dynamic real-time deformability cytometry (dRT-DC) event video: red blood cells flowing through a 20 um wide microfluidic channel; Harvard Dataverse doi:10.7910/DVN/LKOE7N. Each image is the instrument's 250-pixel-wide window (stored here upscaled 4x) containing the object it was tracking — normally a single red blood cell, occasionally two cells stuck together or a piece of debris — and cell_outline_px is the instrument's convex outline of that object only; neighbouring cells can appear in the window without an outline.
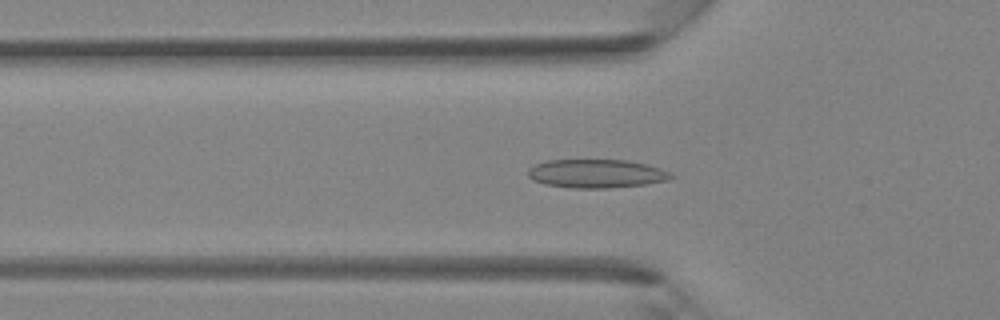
{"species": "Egyptian fruit bat (a non-hibernating species)", "species_latin": "Rousettus aegyptiacus", "temperature_condition": "room temperature", "stored_images_in_passage": 42, "camera_frame_rate_fps": 3000, "um_per_image_px": 0.085, "animal": {"sex": "female"}, "frame": {"image": 1, "passage_image": 14, "time_ms": 4.333, "image_size_px": [1000, 320], "cell_outline_px": [[676, 176], [668, 180], [644, 184], [608, 188], [572, 188], [544, 184], [532, 180], [528, 176], [528, 168], [536, 164], [548, 160], [628, 160], [660, 168]], "centroid_in_image_um": [50.67, 14.76], "position_along_channel_um": 75.1, "area_um2": 23.76}}
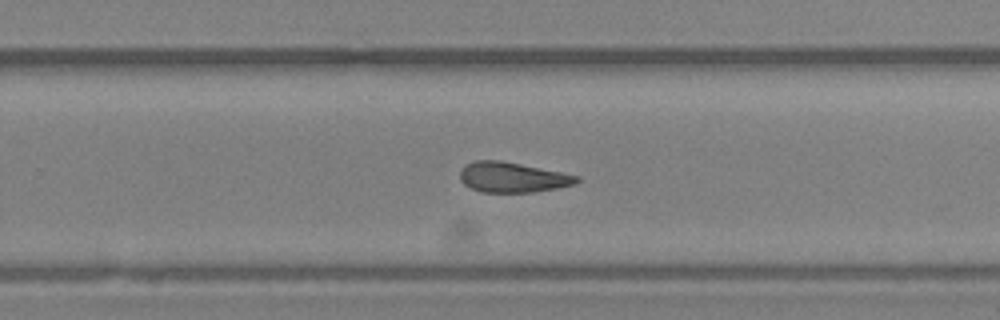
{"frame": {"image": 2, "passage_image": 27, "time_ms": 8.667, "image_size_px": [1000, 320], "cell_outline_px": [[580, 180], [576, 184], [560, 188], [532, 192], [484, 192], [472, 188], [464, 184], [460, 180], [460, 168], [464, 164], [476, 160], [500, 160], [580, 176]], "centroid_in_image_um": [43.56, 15.07], "position_along_channel_um": 286.2, "area_um2": 20.58}}
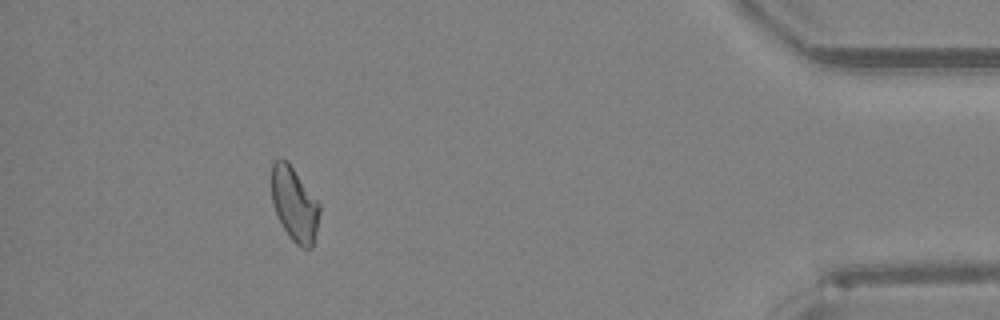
{"frame": {"image": 3, "passage_image": 38, "time_ms": 12.333, "image_size_px": [1000, 320], "cell_outline_px": [[320, 212], [316, 232], [312, 248], [300, 248], [288, 236], [276, 212], [272, 200], [272, 164], [280, 156], [288, 160], [320, 204]], "centroid_in_image_um": [25.04, 17.34], "position_along_channel_um": 410.2, "area_um2": 20.75}}